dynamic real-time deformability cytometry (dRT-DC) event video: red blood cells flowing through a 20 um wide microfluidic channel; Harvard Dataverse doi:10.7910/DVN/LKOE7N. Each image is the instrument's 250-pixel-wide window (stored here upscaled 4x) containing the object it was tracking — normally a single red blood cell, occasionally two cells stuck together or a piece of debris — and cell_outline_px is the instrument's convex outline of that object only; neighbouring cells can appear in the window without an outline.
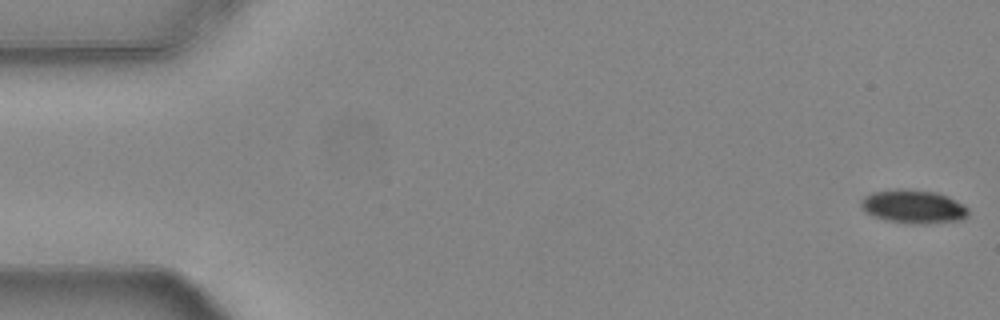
{"species": "common noctule bat (a hibernating species)", "species_latin": "Nyctalus noctula", "temperature_condition": "warm", "stored_images_in_passage": 13, "camera_frame_rate_fps": 3000, "um_per_image_px": 0.085, "animal": {"sex": "female", "body_mass_g": 24.6, "forearm_length_mm": 56.2}, "frame": {"image": 1, "passage_image": 1, "time_ms": 0.0, "image_size_px": [1000, 320], "cell_outline_px": [[968, 216], [964, 220], [924, 224], [904, 224], [872, 216], [864, 212], [860, 208], [860, 200], [864, 196], [872, 192], [896, 188], [936, 192], [948, 196], [964, 204], [968, 208]], "centroid_in_image_um": [77.62, 17.57], "position_along_channel_um": 7.4, "area_um2": 21.44}}
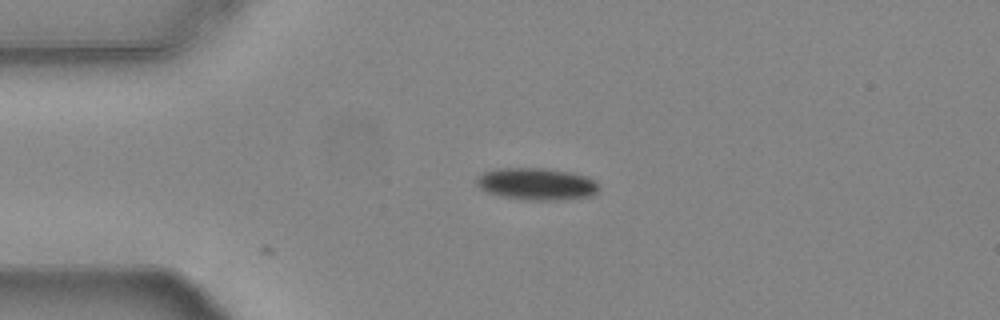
{"frame": {"image": 2, "passage_image": 13, "time_ms": 4.0, "image_size_px": [1000, 320], "cell_outline_px": [[600, 192], [592, 196], [556, 200], [520, 200], [500, 196], [488, 192], [480, 188], [476, 184], [476, 180], [484, 172], [496, 168], [544, 168], [572, 172], [588, 176], [596, 180], [600, 184]], "centroid_in_image_um": [45.68, 15.64], "position_along_channel_um": 39.3, "area_um2": 23.29}}